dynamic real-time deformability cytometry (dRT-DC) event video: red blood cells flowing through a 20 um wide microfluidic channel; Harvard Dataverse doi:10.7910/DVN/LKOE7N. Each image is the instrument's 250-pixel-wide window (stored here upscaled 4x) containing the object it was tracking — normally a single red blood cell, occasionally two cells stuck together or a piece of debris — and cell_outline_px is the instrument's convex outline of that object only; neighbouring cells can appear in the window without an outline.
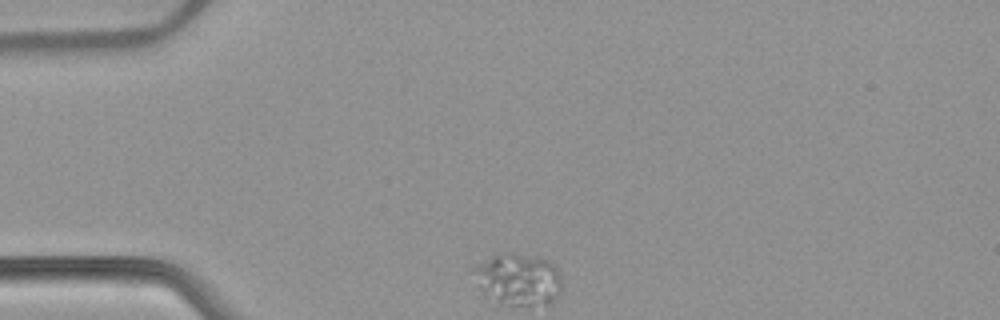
{"species": "common noctule bat (a hibernating species)", "species_latin": "Nyctalus noctula", "temperature_condition": "warm", "stored_images_in_passage": 35, "camera_frame_rate_fps": 3000, "um_per_image_px": 0.085, "animal": {"sex": "female", "body_mass_g": 22.7, "forearm_length_mm": 54.2}, "frame": {"image": 1, "passage_image": 1, "time_ms": 0.0, "image_size_px": [1000, 320], "cell_outline_px": [[560, 292], [548, 304], [500, 304], [484, 296], [480, 288], [472, 268], [476, 264], [500, 252], [512, 252], [552, 260], [560, 276]], "centroid_in_image_um": [44.02, 23.71], "position_along_channel_um": 41.0, "area_um2": 26.7}}
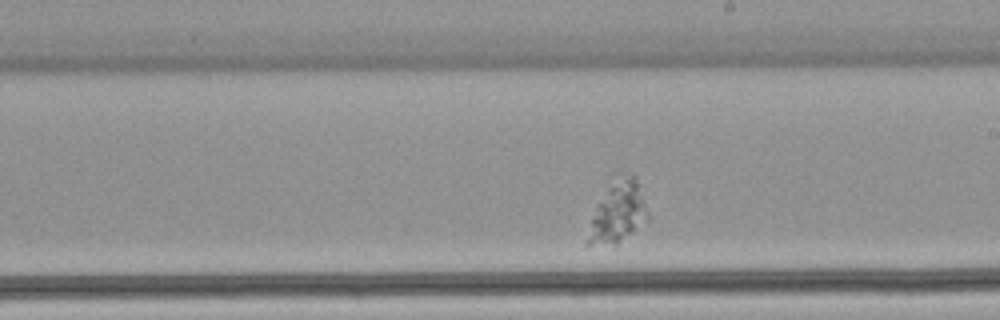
{"frame": {"image": 2, "passage_image": 20, "time_ms": 6.333, "image_size_px": [1000, 320], "cell_outline_px": [[648, 220], [616, 244], [584, 244], [596, 204], [608, 176], [620, 168], [632, 172], [636, 176], [648, 212]], "centroid_in_image_um": [52.49, 17.83], "position_along_channel_um": 236.5, "area_um2": 22.66}}
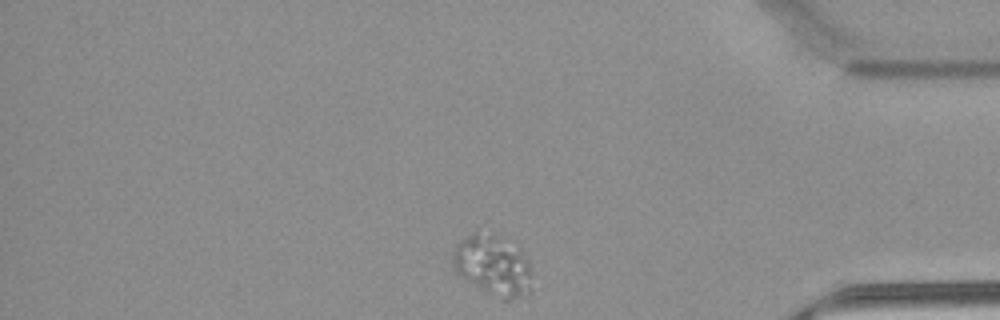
{"frame": {"image": 3, "passage_image": 35, "time_ms": 11.333, "image_size_px": [1000, 320], "cell_outline_px": [[528, 292], [512, 300], [504, 300], [460, 276], [456, 272], [452, 264], [452, 252], [456, 244], [472, 232], [476, 232], [496, 236], [520, 252], [528, 260]], "centroid_in_image_um": [41.8, 22.56], "position_along_channel_um": 393.4, "area_um2": 26.47}}